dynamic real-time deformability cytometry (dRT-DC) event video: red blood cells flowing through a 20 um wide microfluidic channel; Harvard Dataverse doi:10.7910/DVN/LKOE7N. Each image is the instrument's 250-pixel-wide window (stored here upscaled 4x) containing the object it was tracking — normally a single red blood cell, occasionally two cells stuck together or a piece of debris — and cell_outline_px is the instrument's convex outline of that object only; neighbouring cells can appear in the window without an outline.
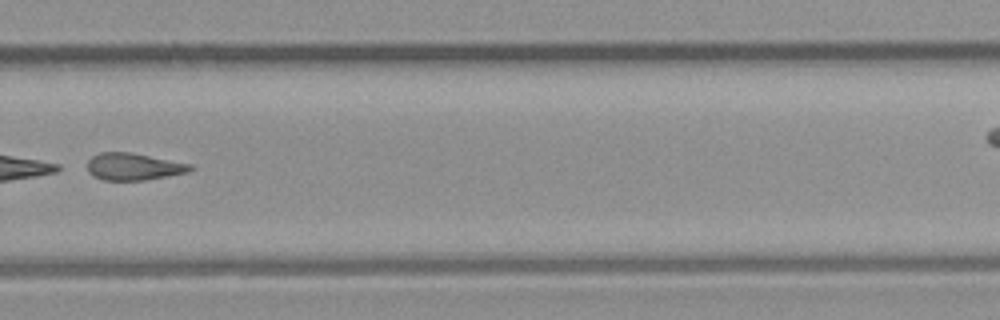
{"species": "common noctule bat (a hibernating species)", "species_latin": "Nyctalus noctula", "temperature_condition": "room temperature", "stored_images_in_passage": 31, "camera_frame_rate_fps": 3000, "um_per_image_px": 0.085, "animal": {"sex": "male", "body_mass_g": 23.1, "forearm_length_mm": 52.7}, "frame": {"image": 1, "passage_image": 18, "time_ms": 5.667, "image_size_px": [1000, 320], "cell_outline_px": [[196, 168], [188, 172], [144, 180], [104, 180], [92, 176], [88, 172], [88, 160], [92, 156], [100, 152], [132, 152], [192, 164]], "centroid_in_image_um": [11.36, 14.15], "position_along_channel_um": 318.4, "area_um2": 16.36}}